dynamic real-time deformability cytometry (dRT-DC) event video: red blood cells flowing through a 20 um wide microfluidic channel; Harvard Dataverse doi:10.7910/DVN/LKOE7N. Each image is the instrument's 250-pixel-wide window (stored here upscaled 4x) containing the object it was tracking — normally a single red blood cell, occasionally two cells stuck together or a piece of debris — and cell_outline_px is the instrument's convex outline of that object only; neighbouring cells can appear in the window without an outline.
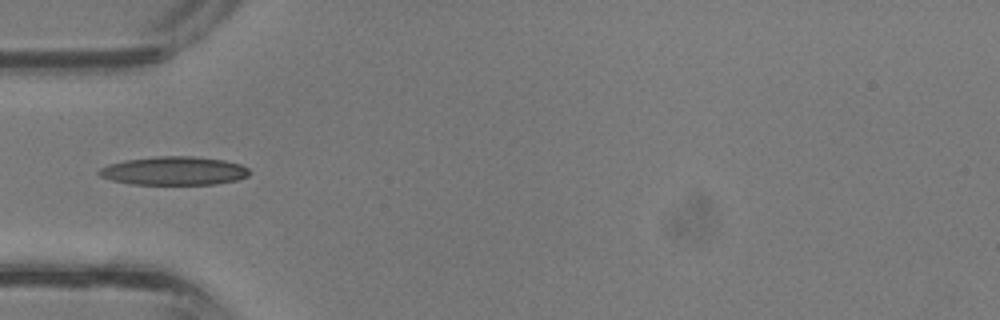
{"species": "common noctule bat (a hibernating species)", "species_latin": "Nyctalus noctula", "temperature_condition": "room temperature", "stored_images_in_passage": 9, "camera_frame_rate_fps": 3000, "um_per_image_px": 0.085, "animal": {"sex": "male", "body_mass_g": 13.3}, "frame": {"image": 1, "passage_image": 6, "time_ms": 1.667, "image_size_px": [1000, 320], "cell_outline_px": [[248, 176], [236, 180], [216, 184], [132, 184], [112, 180], [100, 176], [96, 172], [100, 168], [108, 164], [128, 160], [156, 156], [192, 156], [224, 160], [240, 164], [248, 168]], "centroid_in_image_um": [14.78, 14.52], "position_along_channel_um": 70.2, "area_um2": 24.85}}